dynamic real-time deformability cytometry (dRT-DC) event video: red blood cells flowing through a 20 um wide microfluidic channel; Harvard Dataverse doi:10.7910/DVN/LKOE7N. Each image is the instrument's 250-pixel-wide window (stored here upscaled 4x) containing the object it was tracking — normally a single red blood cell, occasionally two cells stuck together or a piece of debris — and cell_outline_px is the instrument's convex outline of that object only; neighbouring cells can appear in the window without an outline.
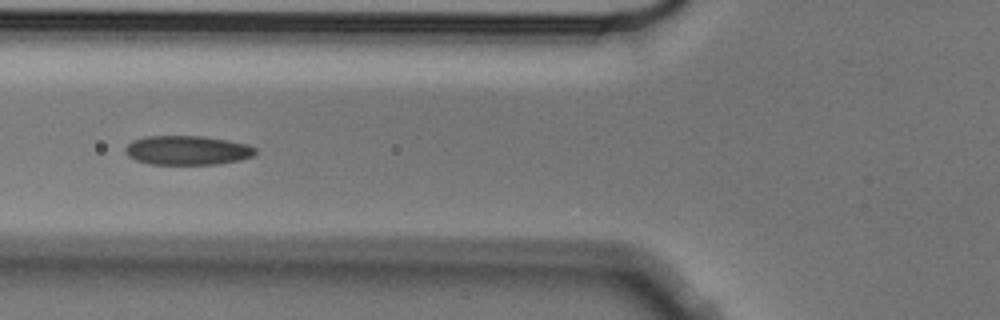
{"species": "Egyptian fruit bat (a non-hibernating species)", "species_latin": "Rousettus aegyptiacus", "temperature_condition": "cold", "stored_images_in_passage": 7, "camera_frame_rate_fps": 3000, "um_per_image_px": 0.085, "animal": {"sex": "male"}, "frame": {"image": 1, "passage_image": 6, "time_ms": 1.667, "image_size_px": [1000, 320], "cell_outline_px": [[256, 152], [252, 156], [240, 160], [216, 164], [148, 164], [136, 160], [128, 156], [124, 152], [124, 148], [132, 140], [144, 136], [200, 136], [228, 140], [248, 144], [256, 148]], "centroid_in_image_um": [15.89, 12.77], "position_along_channel_um": 109.9, "area_um2": 22.25}}
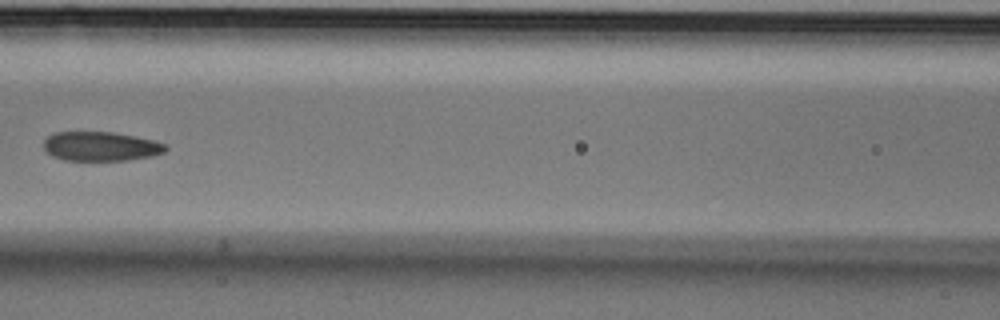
{"frame": {"image": 2, "passage_image": 7, "time_ms": 2.0, "image_size_px": [1000, 320], "cell_outline_px": [[168, 148], [164, 152], [152, 156], [128, 160], [64, 160], [52, 156], [44, 152], [44, 140], [48, 136], [56, 132], [112, 132], [136, 136], [168, 144]], "centroid_in_image_um": [8.56, 12.44], "position_along_channel_um": 158.0, "area_um2": 20.92}}